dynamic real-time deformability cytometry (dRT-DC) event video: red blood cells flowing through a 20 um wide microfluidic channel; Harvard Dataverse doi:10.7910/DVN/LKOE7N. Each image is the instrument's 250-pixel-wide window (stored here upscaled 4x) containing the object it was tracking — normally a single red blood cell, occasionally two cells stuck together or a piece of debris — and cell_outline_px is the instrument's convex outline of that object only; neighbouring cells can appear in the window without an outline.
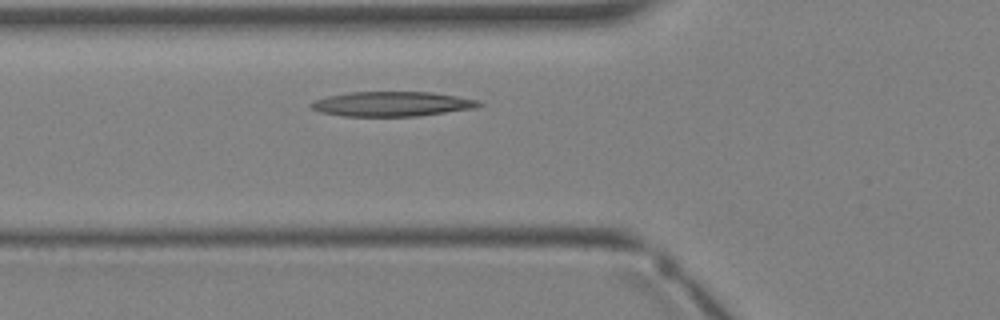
{"species": "Egyptian fruit bat (a non-hibernating species)", "species_latin": "Rousettus aegyptiacus", "temperature_condition": "warm", "stored_images_in_passage": 4, "camera_frame_rate_fps": 3000, "um_per_image_px": 0.085, "animal": {"sex": "female"}, "frame": {"image": 1, "passage_image": 4, "time_ms": 3.667, "image_size_px": [1000, 320], "cell_outline_px": [[484, 104], [476, 108], [416, 116], [344, 116], [320, 112], [312, 108], [308, 104], [312, 100], [328, 96], [348, 92], [432, 92], [480, 100]], "centroid_in_image_um": [33.31, 8.83], "position_along_channel_um": 92.5, "area_um2": 24.28}}